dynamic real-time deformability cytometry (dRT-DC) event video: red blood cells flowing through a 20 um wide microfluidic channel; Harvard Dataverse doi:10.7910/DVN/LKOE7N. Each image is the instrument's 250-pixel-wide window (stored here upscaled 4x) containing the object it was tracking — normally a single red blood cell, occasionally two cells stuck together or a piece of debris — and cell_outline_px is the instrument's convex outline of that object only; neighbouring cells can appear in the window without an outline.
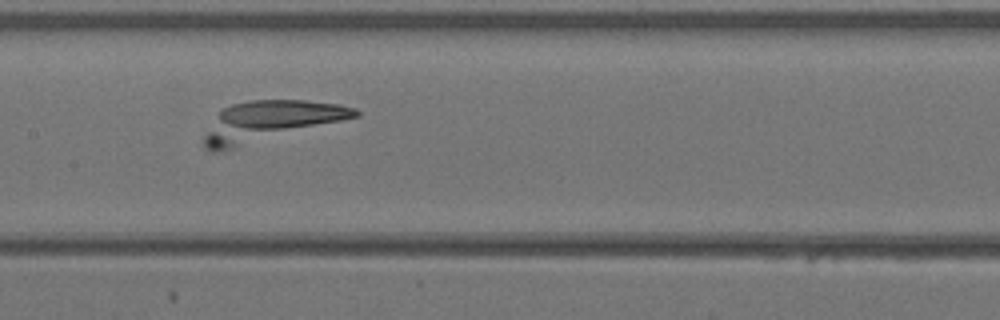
{"species": "Egyptian fruit bat (a non-hibernating species)", "species_latin": "Rousettus aegyptiacus", "temperature_condition": "warm", "stored_images_in_passage": 29, "camera_frame_rate_fps": 3000, "um_per_image_px": 0.085, "animal": {"sex": "female"}, "frame": {"image": 1, "passage_image": 13, "time_ms": 4.0, "image_size_px": [1000, 320], "cell_outline_px": [[360, 116], [224, 152], [212, 152], [204, 148], [204, 136], [220, 112], [224, 108], [232, 104], [252, 100], [304, 100], [340, 104], [356, 108], [360, 112]], "centroid_in_image_um": [22.98, 10.33], "position_along_channel_um": 184.4, "area_um2": 35.6}}
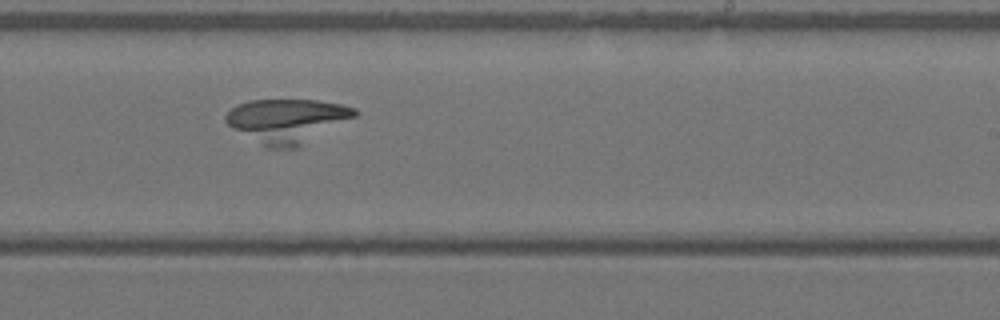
{"frame": {"image": 2, "passage_image": 18, "time_ms": 5.667, "image_size_px": [1000, 320], "cell_outline_px": [[360, 112], [356, 116], [296, 148], [268, 148], [232, 128], [224, 120], [224, 116], [236, 104], [252, 100], [316, 100], [340, 104], [356, 108]], "centroid_in_image_um": [24.4, 10.25], "position_along_channel_um": 264.6, "area_um2": 32.83}}
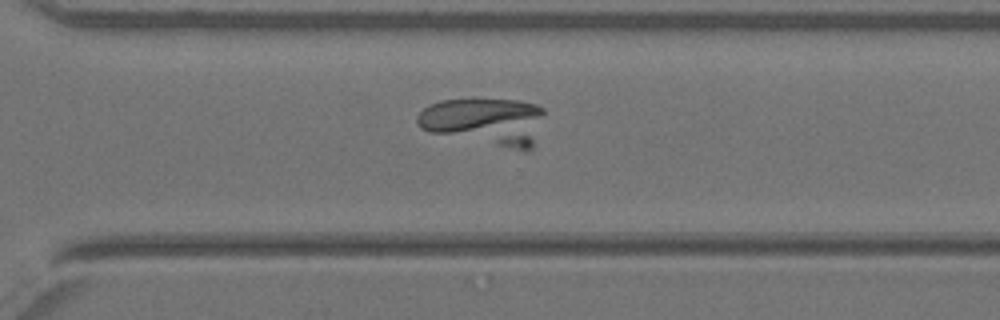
{"frame": {"image": 3, "passage_image": 22, "time_ms": 7.0, "image_size_px": [1000, 320], "cell_outline_px": [[544, 112], [532, 148], [524, 152], [428, 132], [420, 128], [416, 124], [416, 116], [428, 104], [440, 100], [472, 96], [516, 100], [536, 104], [544, 108]], "centroid_in_image_um": [41.17, 10.28], "position_along_channel_um": 329.4, "area_um2": 36.53}}